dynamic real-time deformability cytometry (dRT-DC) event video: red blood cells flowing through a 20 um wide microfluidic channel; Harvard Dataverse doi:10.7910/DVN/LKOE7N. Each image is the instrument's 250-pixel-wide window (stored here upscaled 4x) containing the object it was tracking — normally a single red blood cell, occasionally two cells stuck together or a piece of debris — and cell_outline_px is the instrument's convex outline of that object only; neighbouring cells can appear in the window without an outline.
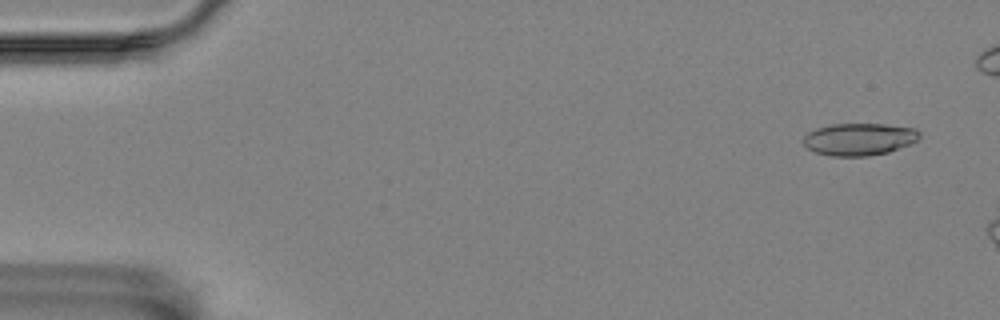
{"species": "Egyptian fruit bat (a non-hibernating species)", "species_latin": "Rousettus aegyptiacus", "temperature_condition": "room temperature", "stored_images_in_passage": 52, "camera_frame_rate_fps": 3000, "um_per_image_px": 0.085, "animal": {"sex": "female"}, "frame": {"image": 1, "passage_image": 3, "time_ms": 0.667, "image_size_px": [1000, 320], "cell_outline_px": [[920, 136], [912, 144], [888, 152], [868, 156], [828, 156], [816, 152], [808, 148], [804, 144], [804, 136], [808, 132], [816, 128], [832, 124], [884, 124], [916, 128], [920, 132]], "centroid_in_image_um": [73.05, 11.83], "position_along_channel_um": 12.0, "area_um2": 21.91}}
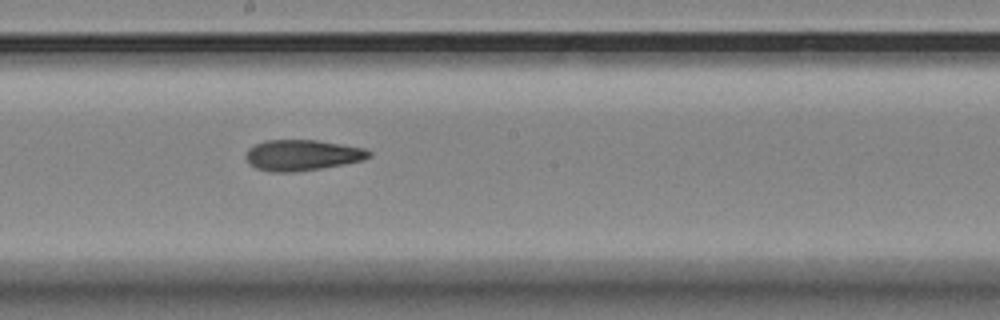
{"frame": {"image": 2, "passage_image": 31, "time_ms": 10.0, "image_size_px": [1000, 320], "cell_outline_px": [[372, 156], [364, 160], [344, 164], [296, 172], [272, 172], [256, 168], [244, 156], [248, 148], [264, 140], [316, 140], [364, 148], [372, 152]], "centroid_in_image_um": [25.7, 13.18], "position_along_channel_um": 222.5, "area_um2": 22.08}}
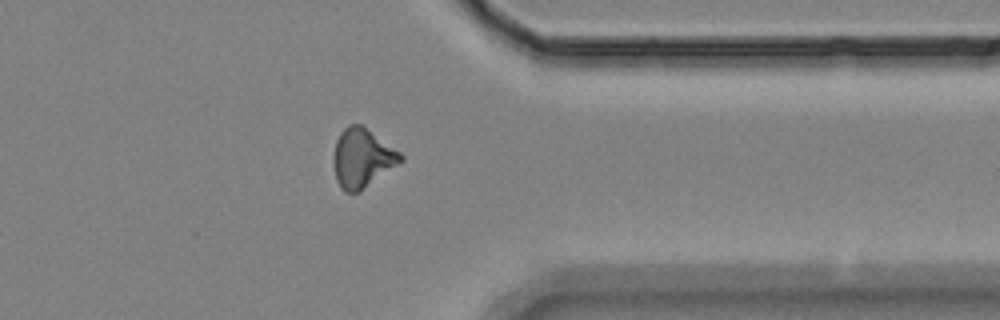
{"frame": {"image": 3, "passage_image": 45, "time_ms": 14.667, "image_size_px": [1000, 320], "cell_outline_px": [[404, 160], [360, 192], [344, 192], [340, 188], [336, 180], [332, 164], [332, 156], [336, 140], [340, 132], [348, 124], [360, 124], [400, 152], [404, 156]], "centroid_in_image_um": [30.75, 13.46], "position_along_channel_um": 380.7, "area_um2": 23.24}, "authors_computed_cell_mechanics": {"area_um2": 22.0796, "velocity_mm_per_s": 3.5326, "shape_relaxation_time_tau1_ms": null, "shape_relaxation_time_tau2_ms": 4.1488, "deformation_change_tau1": null, "deformation_change_tau2": 0.1286}}